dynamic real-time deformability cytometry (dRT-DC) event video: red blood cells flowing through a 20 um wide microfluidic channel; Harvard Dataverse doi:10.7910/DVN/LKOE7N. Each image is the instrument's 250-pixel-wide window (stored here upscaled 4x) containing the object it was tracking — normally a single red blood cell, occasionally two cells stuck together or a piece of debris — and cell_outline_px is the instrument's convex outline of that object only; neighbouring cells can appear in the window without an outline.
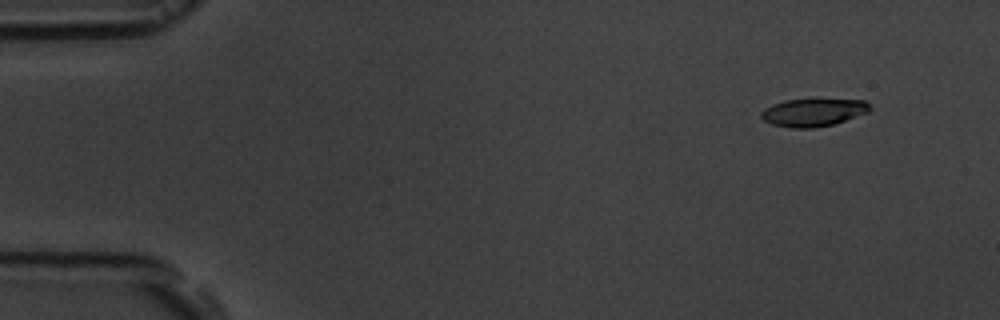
{"species": "common noctule bat (a hibernating species)", "species_latin": "Nyctalus noctula", "temperature_condition": "room temperature", "stored_images_in_passage": 6, "camera_frame_rate_fps": 3000, "um_per_image_px": 0.085, "animal": {"sex": "male", "body_mass_g": 19.5, "forearm_length_mm": 54.6}, "frame": {"image": 1, "passage_image": 2, "time_ms": 1.0, "image_size_px": [1000, 320], "cell_outline_px": [[872, 108], [868, 112], [832, 124], [812, 128], [792, 128], [772, 124], [764, 120], [760, 116], [760, 112], [764, 108], [772, 104], [784, 100], [816, 96], [864, 100]], "centroid_in_image_um": [69.12, 9.48], "position_along_channel_um": 15.9, "area_um2": 18.44}}
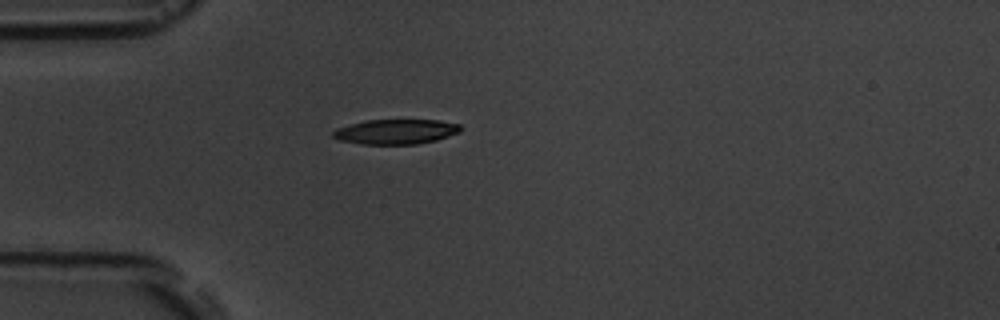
{"frame": {"image": 2, "passage_image": 5, "time_ms": 4.667, "image_size_px": [1000, 320], "cell_outline_px": [[460, 132], [436, 140], [416, 144], [360, 144], [340, 140], [332, 136], [332, 132], [336, 128], [364, 120], [440, 120], [460, 124]], "centroid_in_image_um": [33.63, 11.19], "position_along_channel_um": 51.4, "area_um2": 18.5}}